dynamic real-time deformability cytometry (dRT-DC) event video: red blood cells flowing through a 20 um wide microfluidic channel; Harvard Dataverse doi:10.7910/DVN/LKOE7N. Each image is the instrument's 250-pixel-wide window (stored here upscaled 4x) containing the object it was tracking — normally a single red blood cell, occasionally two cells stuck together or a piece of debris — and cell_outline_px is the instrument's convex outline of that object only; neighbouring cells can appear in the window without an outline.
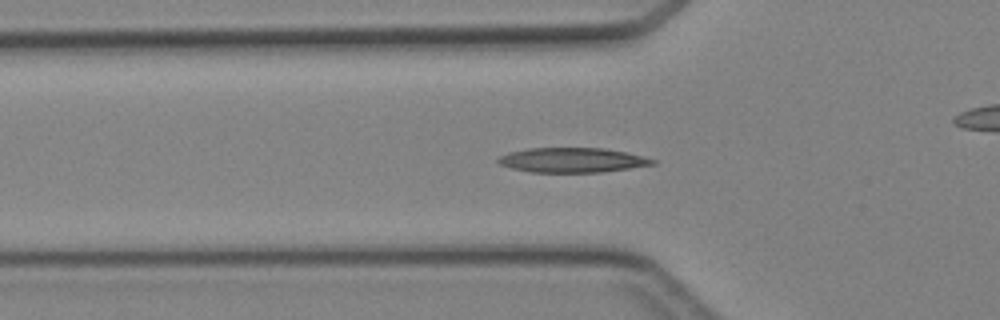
{"species": "Egyptian fruit bat (a non-hibernating species)", "species_latin": "Rousettus aegyptiacus", "temperature_condition": "cold", "stored_images_in_passage": 38, "camera_frame_rate_fps": 3000, "um_per_image_px": 0.085, "animal": {"sex": "female"}, "frame": {"image": 1, "passage_image": 7, "time_ms": 2.0, "image_size_px": [1000, 320], "cell_outline_px": [[656, 164], [600, 172], [528, 172], [512, 168], [500, 164], [496, 160], [500, 156], [508, 152], [528, 148], [604, 148], [644, 156], [656, 160]], "centroid_in_image_um": [48.62, 13.6], "position_along_channel_um": 77.2, "area_um2": 22.14}}
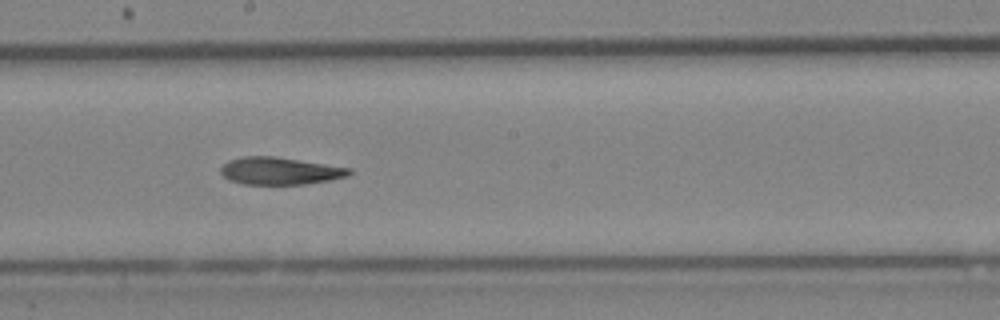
{"frame": {"image": 2, "passage_image": 17, "time_ms": 5.333, "image_size_px": [1000, 320], "cell_outline_px": [[352, 172], [348, 176], [328, 180], [304, 184], [244, 184], [228, 180], [220, 172], [220, 168], [228, 160], [244, 156], [276, 156], [352, 168]], "centroid_in_image_um": [23.78, 14.52], "position_along_channel_um": 224.4, "area_um2": 20.52}}
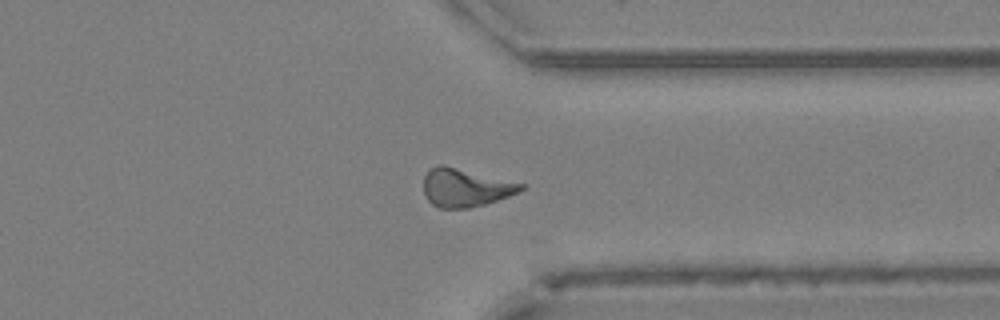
{"frame": {"image": 3, "passage_image": 27, "time_ms": 8.667, "image_size_px": [1000, 320], "cell_outline_px": [[524, 188], [520, 192], [484, 204], [468, 208], [440, 208], [432, 204], [428, 200], [424, 192], [424, 176], [436, 164], [444, 164], [524, 184]], "centroid_in_image_um": [39.54, 15.94], "position_along_channel_um": 371.9, "area_um2": 21.5}}